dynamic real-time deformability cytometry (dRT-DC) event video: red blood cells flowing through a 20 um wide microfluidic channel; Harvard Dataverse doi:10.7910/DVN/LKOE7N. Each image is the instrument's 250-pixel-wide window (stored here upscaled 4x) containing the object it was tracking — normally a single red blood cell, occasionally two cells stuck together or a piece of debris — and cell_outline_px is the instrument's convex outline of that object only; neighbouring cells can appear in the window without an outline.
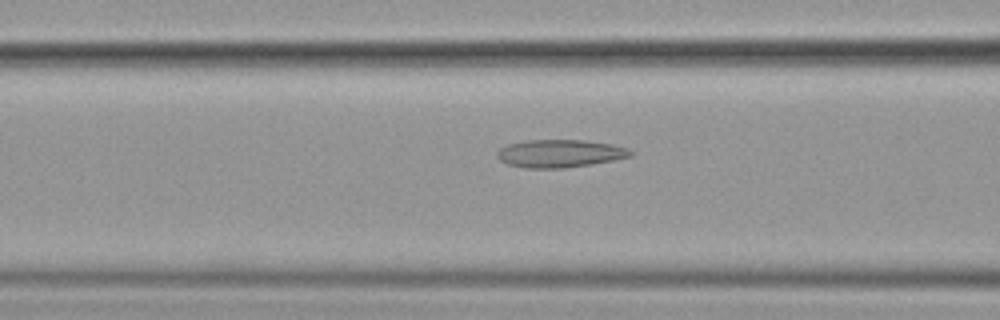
{"species": "common noctule bat (a hibernating species)", "species_latin": "Nyctalus noctula", "temperature_condition": "cold", "stored_images_in_passage": 52, "camera_frame_rate_fps": 3000, "um_per_image_px": 0.085, "animal": {"sex": "female", "body_mass_g": 19.9}, "frame": {"image": 1, "passage_image": 19, "time_ms": 6.0, "image_size_px": [1000, 320], "cell_outline_px": [[636, 152], [632, 156], [592, 164], [564, 168], [524, 168], [508, 164], [500, 160], [496, 156], [496, 152], [500, 148], [508, 144], [524, 140], [584, 140], [612, 144], [628, 148]], "centroid_in_image_um": [47.59, 13.04], "position_along_channel_um": 119.0, "area_um2": 21.79}}
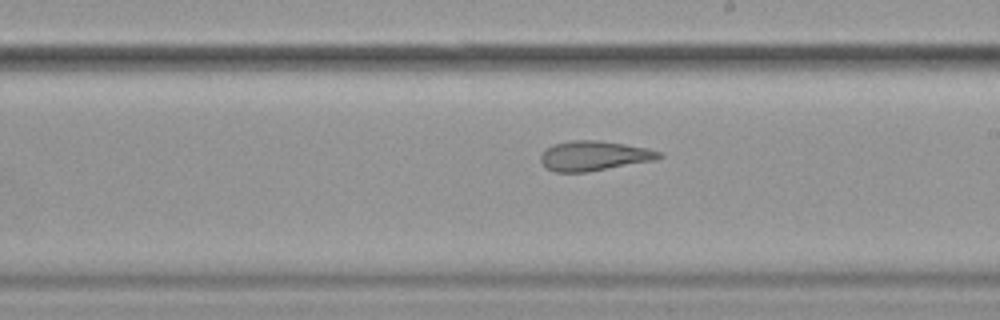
{"frame": {"image": 2, "passage_image": 29, "time_ms": 9.333, "image_size_px": [1000, 320], "cell_outline_px": [[664, 156], [656, 160], [588, 172], [556, 172], [544, 168], [540, 160], [540, 156], [552, 144], [572, 140], [600, 140], [648, 148], [664, 152]], "centroid_in_image_um": [50.52, 13.25], "position_along_channel_um": 238.5, "area_um2": 20.81}}
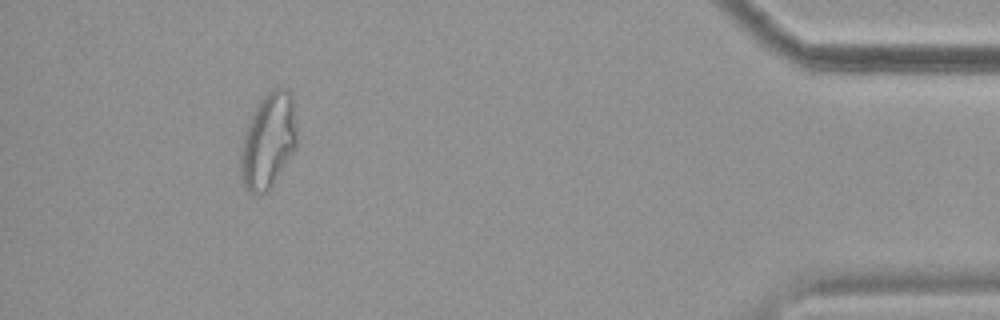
{"frame": {"image": 3, "passage_image": 48, "time_ms": 15.667, "image_size_px": [1000, 320], "cell_outline_px": [[296, 148], [268, 192], [256, 196], [244, 188], [240, 176], [240, 152], [244, 132], [260, 100], [272, 88], [284, 88], [292, 96], [296, 128]], "centroid_in_image_um": [22.78, 12.03], "position_along_channel_um": 412.4, "area_um2": 31.27}, "authors_computed_cell_mechanics": {"area_um2": 23.9292, "velocity_mm_per_s": 3.6, "shape_relaxation_time_tau1_ms": null, "shape_relaxation_time_tau2_ms": 2.0584, "deformation_change_tau1": null, "deformation_change_tau2": 0.114}}